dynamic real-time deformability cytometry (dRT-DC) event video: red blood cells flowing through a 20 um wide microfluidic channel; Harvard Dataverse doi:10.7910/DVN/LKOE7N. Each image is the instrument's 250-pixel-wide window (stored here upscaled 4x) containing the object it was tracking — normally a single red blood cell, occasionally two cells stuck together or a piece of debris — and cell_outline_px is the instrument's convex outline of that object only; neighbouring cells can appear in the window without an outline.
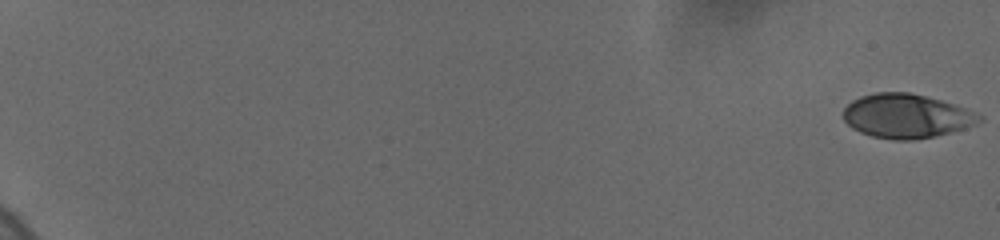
{"species": "human", "species_latin": "Homo sapiens", "temperature_condition": "cold", "stored_images_in_passage": 22, "camera_frame_rate_fps": 3000, "um_per_image_px": 0.085, "donor": {"sex": "female"}, "frame": {"image": 1, "passage_image": 1, "time_ms": 0.0, "image_size_px": [1000, 240], "cell_outline_px": [[984, 120], [976, 124], [964, 128], [932, 136], [908, 140], [896, 140], [872, 136], [860, 132], [852, 128], [844, 120], [844, 108], [852, 100], [860, 96], [876, 92], [908, 92], [940, 100], [964, 108], [984, 116]], "centroid_in_image_um": [77.03, 9.85], "position_along_channel_um": 8.0, "area_um2": 34.56}}